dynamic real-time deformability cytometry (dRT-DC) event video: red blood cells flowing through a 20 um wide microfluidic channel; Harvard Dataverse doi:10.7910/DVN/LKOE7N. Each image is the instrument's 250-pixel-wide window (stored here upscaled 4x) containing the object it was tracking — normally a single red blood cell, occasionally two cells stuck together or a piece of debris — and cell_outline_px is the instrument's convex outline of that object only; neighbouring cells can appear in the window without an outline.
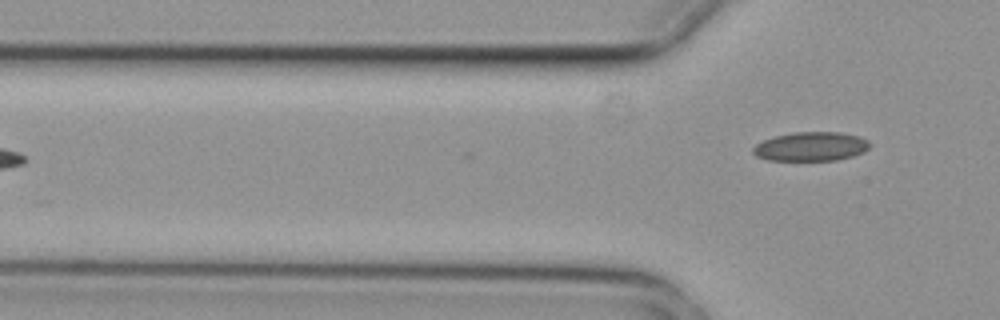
{"species": "common noctule bat (a hibernating species)", "species_latin": "Nyctalus noctula", "temperature_condition": "cold", "stored_images_in_passage": 2, "camera_frame_rate_fps": 3000, "um_per_image_px": 0.085, "animal": {"sex": "female", "body_mass_g": 29.2, "forearm_length_mm": 56.3}, "frame": {"image": 1, "passage_image": 2, "time_ms": 0.333, "image_size_px": [1000, 320], "cell_outline_px": [[872, 144], [864, 152], [852, 156], [836, 160], [768, 160], [756, 156], [752, 152], [752, 148], [756, 144], [772, 136], [796, 132], [840, 132], [860, 136], [868, 140]], "centroid_in_image_um": [68.94, 12.44], "position_along_channel_um": 56.9, "area_um2": 19.88}}